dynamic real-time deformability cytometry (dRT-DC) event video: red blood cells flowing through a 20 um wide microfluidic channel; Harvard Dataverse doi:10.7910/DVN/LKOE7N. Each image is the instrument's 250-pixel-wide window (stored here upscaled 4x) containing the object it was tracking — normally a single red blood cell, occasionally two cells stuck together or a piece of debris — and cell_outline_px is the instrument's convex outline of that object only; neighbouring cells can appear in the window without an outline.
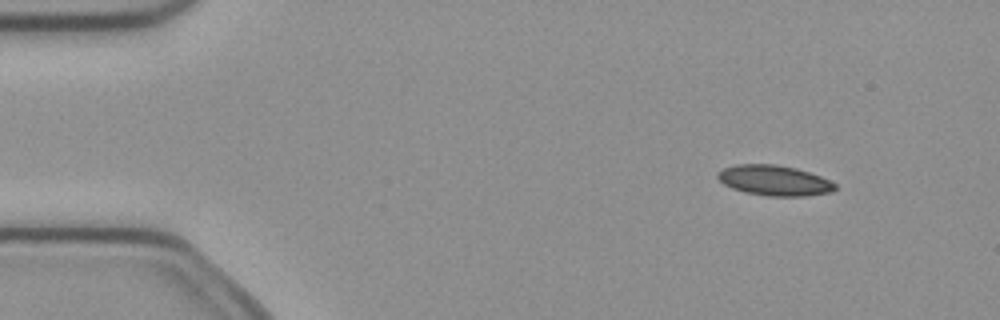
{"species": "common noctule bat (a hibernating species)", "species_latin": "Nyctalus noctula", "temperature_condition": "cold", "stored_images_in_passage": 6, "camera_frame_rate_fps": 3000, "um_per_image_px": 0.085, "animal": {"sex": "female", "body_mass_g": 21.9}, "frame": {"image": 1, "passage_image": 1, "time_ms": 0.0, "image_size_px": [1000, 320], "cell_outline_px": [[836, 188], [832, 192], [804, 196], [768, 196], [744, 192], [732, 188], [724, 184], [716, 176], [716, 172], [724, 168], [736, 164], [776, 164], [796, 168], [820, 176], [836, 184]], "centroid_in_image_um": [65.79, 15.33], "position_along_channel_um": 19.2, "area_um2": 20.75}}
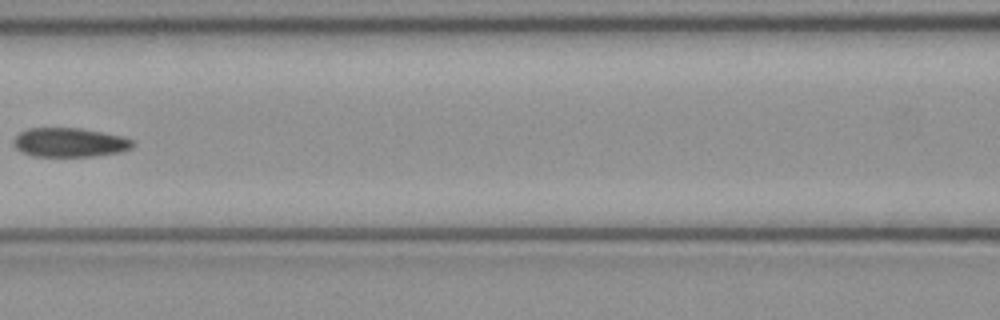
{"frame": {"image": 2, "passage_image": 6, "time_ms": 1.667, "image_size_px": [1000, 320], "cell_outline_px": [[136, 144], [132, 148], [120, 152], [92, 156], [32, 156], [16, 148], [12, 144], [12, 140], [20, 132], [28, 128], [80, 128], [104, 132], [124, 136], [132, 140]], "centroid_in_image_um": [5.94, 12.1], "position_along_channel_um": 160.7, "area_um2": 20.35}}